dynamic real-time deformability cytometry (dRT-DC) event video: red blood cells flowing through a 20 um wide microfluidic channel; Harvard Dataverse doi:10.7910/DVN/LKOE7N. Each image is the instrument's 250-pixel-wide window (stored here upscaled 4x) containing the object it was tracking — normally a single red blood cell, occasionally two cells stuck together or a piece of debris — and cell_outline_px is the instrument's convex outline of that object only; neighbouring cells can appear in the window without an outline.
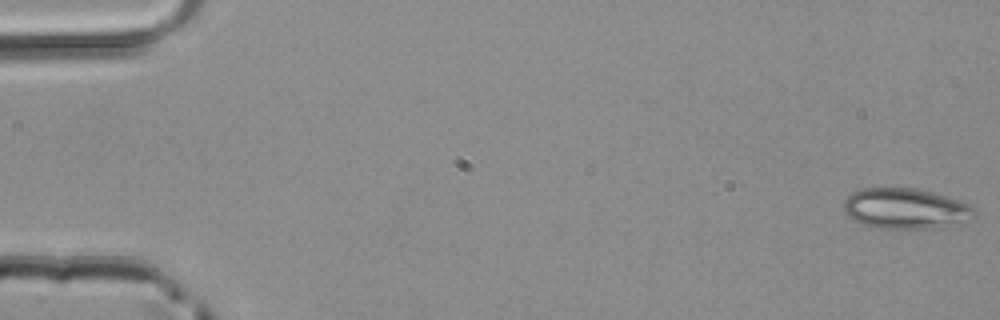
{"species": "common noctule bat (a hibernating species)", "species_latin": "Nyctalus noctula", "temperature_condition": "room temperature", "stored_images_in_passage": 50, "camera_frame_rate_fps": 3000, "um_per_image_px": 0.085, "animal": {"sex": "male", "body_mass_g": 20.4}, "frame": {"image": 1, "passage_image": 1, "time_ms": 0.0, "image_size_px": [1000, 320], "cell_outline_px": [[976, 216], [960, 224], [932, 228], [872, 228], [856, 220], [844, 208], [844, 200], [852, 192], [864, 188], [916, 188], [960, 200], [972, 204], [976, 208]], "centroid_in_image_um": [77.06, 17.73], "position_along_channel_um": 7.9, "area_um2": 30.87}}
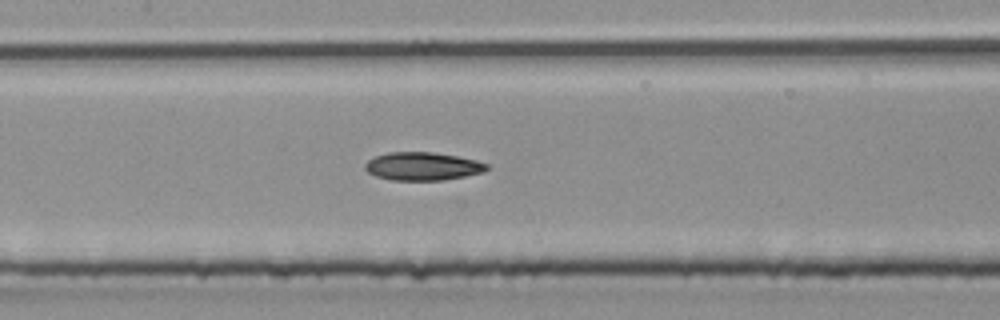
{"frame": {"image": 2, "passage_image": 24, "time_ms": 7.667, "image_size_px": [1000, 320], "cell_outline_px": [[488, 168], [484, 172], [444, 180], [392, 180], [376, 176], [368, 172], [364, 168], [364, 164], [368, 160], [376, 156], [388, 152], [432, 152], [456, 156], [476, 160], [488, 164]], "centroid_in_image_um": [35.91, 14.13], "position_along_channel_um": 171.5, "area_um2": 19.88}}
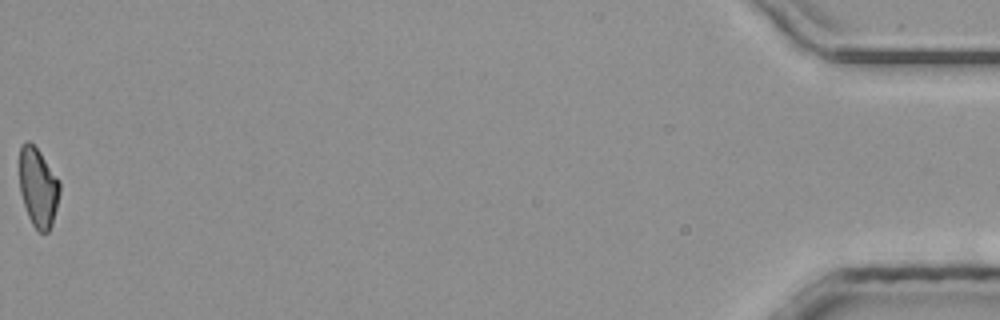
{"frame": {"image": 3, "passage_image": 50, "time_ms": 16.333, "image_size_px": [1000, 320], "cell_outline_px": [[60, 192], [52, 224], [48, 232], [40, 232], [32, 224], [28, 216], [20, 192], [20, 144], [24, 140], [28, 140], [40, 152], [60, 180]], "centroid_in_image_um": [3.24, 15.9], "position_along_channel_um": 432.0, "area_um2": 18.55}}